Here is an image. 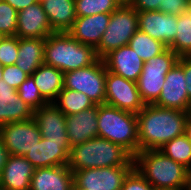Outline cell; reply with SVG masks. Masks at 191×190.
Instances as JSON below:
<instances>
[{
  "instance_id": "cell-45",
  "label": "cell",
  "mask_w": 191,
  "mask_h": 190,
  "mask_svg": "<svg viewBox=\"0 0 191 190\" xmlns=\"http://www.w3.org/2000/svg\"><path fill=\"white\" fill-rule=\"evenodd\" d=\"M182 190H191L186 184L183 186Z\"/></svg>"
},
{
  "instance_id": "cell-31",
  "label": "cell",
  "mask_w": 191,
  "mask_h": 190,
  "mask_svg": "<svg viewBox=\"0 0 191 190\" xmlns=\"http://www.w3.org/2000/svg\"><path fill=\"white\" fill-rule=\"evenodd\" d=\"M17 92L19 97L33 110L39 109L40 107L48 104V102L42 97L31 75H29L18 87Z\"/></svg>"
},
{
  "instance_id": "cell-8",
  "label": "cell",
  "mask_w": 191,
  "mask_h": 190,
  "mask_svg": "<svg viewBox=\"0 0 191 190\" xmlns=\"http://www.w3.org/2000/svg\"><path fill=\"white\" fill-rule=\"evenodd\" d=\"M106 66L103 59L94 64L64 73L63 86L66 89L86 94L95 105L105 104Z\"/></svg>"
},
{
  "instance_id": "cell-7",
  "label": "cell",
  "mask_w": 191,
  "mask_h": 190,
  "mask_svg": "<svg viewBox=\"0 0 191 190\" xmlns=\"http://www.w3.org/2000/svg\"><path fill=\"white\" fill-rule=\"evenodd\" d=\"M179 56L169 47L161 54L144 62L137 87L145 104H153L159 97L166 74L178 62Z\"/></svg>"
},
{
  "instance_id": "cell-44",
  "label": "cell",
  "mask_w": 191,
  "mask_h": 190,
  "mask_svg": "<svg viewBox=\"0 0 191 190\" xmlns=\"http://www.w3.org/2000/svg\"><path fill=\"white\" fill-rule=\"evenodd\" d=\"M3 68H4V66L0 62V79H2Z\"/></svg>"
},
{
  "instance_id": "cell-34",
  "label": "cell",
  "mask_w": 191,
  "mask_h": 190,
  "mask_svg": "<svg viewBox=\"0 0 191 190\" xmlns=\"http://www.w3.org/2000/svg\"><path fill=\"white\" fill-rule=\"evenodd\" d=\"M121 190H154V187L133 168L125 177Z\"/></svg>"
},
{
  "instance_id": "cell-30",
  "label": "cell",
  "mask_w": 191,
  "mask_h": 190,
  "mask_svg": "<svg viewBox=\"0 0 191 190\" xmlns=\"http://www.w3.org/2000/svg\"><path fill=\"white\" fill-rule=\"evenodd\" d=\"M123 3V0H75V13L81 17L112 13Z\"/></svg>"
},
{
  "instance_id": "cell-10",
  "label": "cell",
  "mask_w": 191,
  "mask_h": 190,
  "mask_svg": "<svg viewBox=\"0 0 191 190\" xmlns=\"http://www.w3.org/2000/svg\"><path fill=\"white\" fill-rule=\"evenodd\" d=\"M0 136L9 155L17 156L26 155L42 139L34 118L0 126Z\"/></svg>"
},
{
  "instance_id": "cell-6",
  "label": "cell",
  "mask_w": 191,
  "mask_h": 190,
  "mask_svg": "<svg viewBox=\"0 0 191 190\" xmlns=\"http://www.w3.org/2000/svg\"><path fill=\"white\" fill-rule=\"evenodd\" d=\"M138 30V12L127 2L111 13L108 26L95 48L99 59H103L111 51L128 45Z\"/></svg>"
},
{
  "instance_id": "cell-41",
  "label": "cell",
  "mask_w": 191,
  "mask_h": 190,
  "mask_svg": "<svg viewBox=\"0 0 191 190\" xmlns=\"http://www.w3.org/2000/svg\"><path fill=\"white\" fill-rule=\"evenodd\" d=\"M184 134L186 135V137L189 139L191 143V113L188 115Z\"/></svg>"
},
{
  "instance_id": "cell-24",
  "label": "cell",
  "mask_w": 191,
  "mask_h": 190,
  "mask_svg": "<svg viewBox=\"0 0 191 190\" xmlns=\"http://www.w3.org/2000/svg\"><path fill=\"white\" fill-rule=\"evenodd\" d=\"M45 39L18 38V59L15 65L28 75L44 63Z\"/></svg>"
},
{
  "instance_id": "cell-20",
  "label": "cell",
  "mask_w": 191,
  "mask_h": 190,
  "mask_svg": "<svg viewBox=\"0 0 191 190\" xmlns=\"http://www.w3.org/2000/svg\"><path fill=\"white\" fill-rule=\"evenodd\" d=\"M110 17L111 13L77 16L67 33L78 42L96 48L108 26Z\"/></svg>"
},
{
  "instance_id": "cell-5",
  "label": "cell",
  "mask_w": 191,
  "mask_h": 190,
  "mask_svg": "<svg viewBox=\"0 0 191 190\" xmlns=\"http://www.w3.org/2000/svg\"><path fill=\"white\" fill-rule=\"evenodd\" d=\"M98 137L122 146L133 157L138 153L137 116L107 104L97 107Z\"/></svg>"
},
{
  "instance_id": "cell-1",
  "label": "cell",
  "mask_w": 191,
  "mask_h": 190,
  "mask_svg": "<svg viewBox=\"0 0 191 190\" xmlns=\"http://www.w3.org/2000/svg\"><path fill=\"white\" fill-rule=\"evenodd\" d=\"M191 112L145 104L137 114L138 152L159 150L165 143L183 135Z\"/></svg>"
},
{
  "instance_id": "cell-42",
  "label": "cell",
  "mask_w": 191,
  "mask_h": 190,
  "mask_svg": "<svg viewBox=\"0 0 191 190\" xmlns=\"http://www.w3.org/2000/svg\"><path fill=\"white\" fill-rule=\"evenodd\" d=\"M186 185L191 189V170L189 171L187 181H186Z\"/></svg>"
},
{
  "instance_id": "cell-43",
  "label": "cell",
  "mask_w": 191,
  "mask_h": 190,
  "mask_svg": "<svg viewBox=\"0 0 191 190\" xmlns=\"http://www.w3.org/2000/svg\"><path fill=\"white\" fill-rule=\"evenodd\" d=\"M187 13H188V15L191 17V0H189Z\"/></svg>"
},
{
  "instance_id": "cell-21",
  "label": "cell",
  "mask_w": 191,
  "mask_h": 190,
  "mask_svg": "<svg viewBox=\"0 0 191 190\" xmlns=\"http://www.w3.org/2000/svg\"><path fill=\"white\" fill-rule=\"evenodd\" d=\"M97 107L95 105L75 115L66 116V132L71 147L98 137Z\"/></svg>"
},
{
  "instance_id": "cell-4",
  "label": "cell",
  "mask_w": 191,
  "mask_h": 190,
  "mask_svg": "<svg viewBox=\"0 0 191 190\" xmlns=\"http://www.w3.org/2000/svg\"><path fill=\"white\" fill-rule=\"evenodd\" d=\"M98 59L93 46L78 42L67 32H55L45 39L44 64L63 73L88 67Z\"/></svg>"
},
{
  "instance_id": "cell-3",
  "label": "cell",
  "mask_w": 191,
  "mask_h": 190,
  "mask_svg": "<svg viewBox=\"0 0 191 190\" xmlns=\"http://www.w3.org/2000/svg\"><path fill=\"white\" fill-rule=\"evenodd\" d=\"M133 162L138 173L154 188L182 190L190 171L159 150L139 151Z\"/></svg>"
},
{
  "instance_id": "cell-18",
  "label": "cell",
  "mask_w": 191,
  "mask_h": 190,
  "mask_svg": "<svg viewBox=\"0 0 191 190\" xmlns=\"http://www.w3.org/2000/svg\"><path fill=\"white\" fill-rule=\"evenodd\" d=\"M35 168L24 156L9 155L0 175L1 190H30Z\"/></svg>"
},
{
  "instance_id": "cell-19",
  "label": "cell",
  "mask_w": 191,
  "mask_h": 190,
  "mask_svg": "<svg viewBox=\"0 0 191 190\" xmlns=\"http://www.w3.org/2000/svg\"><path fill=\"white\" fill-rule=\"evenodd\" d=\"M34 110L18 95L9 84L0 79V126L33 118Z\"/></svg>"
},
{
  "instance_id": "cell-46",
  "label": "cell",
  "mask_w": 191,
  "mask_h": 190,
  "mask_svg": "<svg viewBox=\"0 0 191 190\" xmlns=\"http://www.w3.org/2000/svg\"><path fill=\"white\" fill-rule=\"evenodd\" d=\"M154 190H171V189L154 188Z\"/></svg>"
},
{
  "instance_id": "cell-29",
  "label": "cell",
  "mask_w": 191,
  "mask_h": 190,
  "mask_svg": "<svg viewBox=\"0 0 191 190\" xmlns=\"http://www.w3.org/2000/svg\"><path fill=\"white\" fill-rule=\"evenodd\" d=\"M177 31L174 41L168 46L179 57L191 56V17L188 13L177 16Z\"/></svg>"
},
{
  "instance_id": "cell-35",
  "label": "cell",
  "mask_w": 191,
  "mask_h": 190,
  "mask_svg": "<svg viewBox=\"0 0 191 190\" xmlns=\"http://www.w3.org/2000/svg\"><path fill=\"white\" fill-rule=\"evenodd\" d=\"M29 75L21 70L16 65H9L3 68L2 79L5 80L9 86L14 89L18 87L27 79Z\"/></svg>"
},
{
  "instance_id": "cell-27",
  "label": "cell",
  "mask_w": 191,
  "mask_h": 190,
  "mask_svg": "<svg viewBox=\"0 0 191 190\" xmlns=\"http://www.w3.org/2000/svg\"><path fill=\"white\" fill-rule=\"evenodd\" d=\"M128 45L144 62L163 53L168 48L161 41L150 37L140 30L135 32Z\"/></svg>"
},
{
  "instance_id": "cell-9",
  "label": "cell",
  "mask_w": 191,
  "mask_h": 190,
  "mask_svg": "<svg viewBox=\"0 0 191 190\" xmlns=\"http://www.w3.org/2000/svg\"><path fill=\"white\" fill-rule=\"evenodd\" d=\"M105 104L137 114L144 108L137 82L123 78L106 69Z\"/></svg>"
},
{
  "instance_id": "cell-32",
  "label": "cell",
  "mask_w": 191,
  "mask_h": 190,
  "mask_svg": "<svg viewBox=\"0 0 191 190\" xmlns=\"http://www.w3.org/2000/svg\"><path fill=\"white\" fill-rule=\"evenodd\" d=\"M18 11L7 2L0 0V33L16 36Z\"/></svg>"
},
{
  "instance_id": "cell-22",
  "label": "cell",
  "mask_w": 191,
  "mask_h": 190,
  "mask_svg": "<svg viewBox=\"0 0 191 190\" xmlns=\"http://www.w3.org/2000/svg\"><path fill=\"white\" fill-rule=\"evenodd\" d=\"M74 175L68 165L35 169L30 190H73Z\"/></svg>"
},
{
  "instance_id": "cell-36",
  "label": "cell",
  "mask_w": 191,
  "mask_h": 190,
  "mask_svg": "<svg viewBox=\"0 0 191 190\" xmlns=\"http://www.w3.org/2000/svg\"><path fill=\"white\" fill-rule=\"evenodd\" d=\"M189 0H164V5H160L159 11L179 16L187 12Z\"/></svg>"
},
{
  "instance_id": "cell-26",
  "label": "cell",
  "mask_w": 191,
  "mask_h": 190,
  "mask_svg": "<svg viewBox=\"0 0 191 190\" xmlns=\"http://www.w3.org/2000/svg\"><path fill=\"white\" fill-rule=\"evenodd\" d=\"M53 104L66 116L75 115L83 110H87L95 106L86 94L66 88H63L60 91Z\"/></svg>"
},
{
  "instance_id": "cell-47",
  "label": "cell",
  "mask_w": 191,
  "mask_h": 190,
  "mask_svg": "<svg viewBox=\"0 0 191 190\" xmlns=\"http://www.w3.org/2000/svg\"><path fill=\"white\" fill-rule=\"evenodd\" d=\"M73 190H86L84 188H73Z\"/></svg>"
},
{
  "instance_id": "cell-12",
  "label": "cell",
  "mask_w": 191,
  "mask_h": 190,
  "mask_svg": "<svg viewBox=\"0 0 191 190\" xmlns=\"http://www.w3.org/2000/svg\"><path fill=\"white\" fill-rule=\"evenodd\" d=\"M186 87L183 56H181L166 74L161 93L153 104L163 108L191 112V100L188 98Z\"/></svg>"
},
{
  "instance_id": "cell-13",
  "label": "cell",
  "mask_w": 191,
  "mask_h": 190,
  "mask_svg": "<svg viewBox=\"0 0 191 190\" xmlns=\"http://www.w3.org/2000/svg\"><path fill=\"white\" fill-rule=\"evenodd\" d=\"M177 16L160 12H138V30L164 43L167 47L174 41L177 31Z\"/></svg>"
},
{
  "instance_id": "cell-38",
  "label": "cell",
  "mask_w": 191,
  "mask_h": 190,
  "mask_svg": "<svg viewBox=\"0 0 191 190\" xmlns=\"http://www.w3.org/2000/svg\"><path fill=\"white\" fill-rule=\"evenodd\" d=\"M183 70L186 82V91L191 100V56H183Z\"/></svg>"
},
{
  "instance_id": "cell-15",
  "label": "cell",
  "mask_w": 191,
  "mask_h": 190,
  "mask_svg": "<svg viewBox=\"0 0 191 190\" xmlns=\"http://www.w3.org/2000/svg\"><path fill=\"white\" fill-rule=\"evenodd\" d=\"M17 16L16 36L18 38L46 39L50 34L55 33L39 1L18 11Z\"/></svg>"
},
{
  "instance_id": "cell-37",
  "label": "cell",
  "mask_w": 191,
  "mask_h": 190,
  "mask_svg": "<svg viewBox=\"0 0 191 190\" xmlns=\"http://www.w3.org/2000/svg\"><path fill=\"white\" fill-rule=\"evenodd\" d=\"M127 3L137 12L159 11L160 5H164V0H128Z\"/></svg>"
},
{
  "instance_id": "cell-11",
  "label": "cell",
  "mask_w": 191,
  "mask_h": 190,
  "mask_svg": "<svg viewBox=\"0 0 191 190\" xmlns=\"http://www.w3.org/2000/svg\"><path fill=\"white\" fill-rule=\"evenodd\" d=\"M134 166L80 169L73 172V188L86 190H121L123 181Z\"/></svg>"
},
{
  "instance_id": "cell-39",
  "label": "cell",
  "mask_w": 191,
  "mask_h": 190,
  "mask_svg": "<svg viewBox=\"0 0 191 190\" xmlns=\"http://www.w3.org/2000/svg\"><path fill=\"white\" fill-rule=\"evenodd\" d=\"M3 1L10 4L17 11H21L25 9L27 6L33 5L36 2H38L37 0H3Z\"/></svg>"
},
{
  "instance_id": "cell-40",
  "label": "cell",
  "mask_w": 191,
  "mask_h": 190,
  "mask_svg": "<svg viewBox=\"0 0 191 190\" xmlns=\"http://www.w3.org/2000/svg\"><path fill=\"white\" fill-rule=\"evenodd\" d=\"M9 153L3 143V140L0 136V175L2 173V170L6 164V161L8 159Z\"/></svg>"
},
{
  "instance_id": "cell-17",
  "label": "cell",
  "mask_w": 191,
  "mask_h": 190,
  "mask_svg": "<svg viewBox=\"0 0 191 190\" xmlns=\"http://www.w3.org/2000/svg\"><path fill=\"white\" fill-rule=\"evenodd\" d=\"M103 61L107 71L134 82L138 81L144 66V61L129 45L111 51L103 58Z\"/></svg>"
},
{
  "instance_id": "cell-16",
  "label": "cell",
  "mask_w": 191,
  "mask_h": 190,
  "mask_svg": "<svg viewBox=\"0 0 191 190\" xmlns=\"http://www.w3.org/2000/svg\"><path fill=\"white\" fill-rule=\"evenodd\" d=\"M35 119L41 136L47 141L69 142L66 132V115L53 103L34 110Z\"/></svg>"
},
{
  "instance_id": "cell-25",
  "label": "cell",
  "mask_w": 191,
  "mask_h": 190,
  "mask_svg": "<svg viewBox=\"0 0 191 190\" xmlns=\"http://www.w3.org/2000/svg\"><path fill=\"white\" fill-rule=\"evenodd\" d=\"M31 76L42 97L48 103L55 102L58 94L64 88V73L53 66L43 63Z\"/></svg>"
},
{
  "instance_id": "cell-33",
  "label": "cell",
  "mask_w": 191,
  "mask_h": 190,
  "mask_svg": "<svg viewBox=\"0 0 191 190\" xmlns=\"http://www.w3.org/2000/svg\"><path fill=\"white\" fill-rule=\"evenodd\" d=\"M18 59V37L3 36L0 39V62L2 65H15Z\"/></svg>"
},
{
  "instance_id": "cell-28",
  "label": "cell",
  "mask_w": 191,
  "mask_h": 190,
  "mask_svg": "<svg viewBox=\"0 0 191 190\" xmlns=\"http://www.w3.org/2000/svg\"><path fill=\"white\" fill-rule=\"evenodd\" d=\"M159 151L191 170V143L185 134L165 143Z\"/></svg>"
},
{
  "instance_id": "cell-23",
  "label": "cell",
  "mask_w": 191,
  "mask_h": 190,
  "mask_svg": "<svg viewBox=\"0 0 191 190\" xmlns=\"http://www.w3.org/2000/svg\"><path fill=\"white\" fill-rule=\"evenodd\" d=\"M54 32H68L76 20L75 0H44L41 2Z\"/></svg>"
},
{
  "instance_id": "cell-2",
  "label": "cell",
  "mask_w": 191,
  "mask_h": 190,
  "mask_svg": "<svg viewBox=\"0 0 191 190\" xmlns=\"http://www.w3.org/2000/svg\"><path fill=\"white\" fill-rule=\"evenodd\" d=\"M114 166H134L133 156L107 139L95 137L71 147L68 162L71 172Z\"/></svg>"
},
{
  "instance_id": "cell-14",
  "label": "cell",
  "mask_w": 191,
  "mask_h": 190,
  "mask_svg": "<svg viewBox=\"0 0 191 190\" xmlns=\"http://www.w3.org/2000/svg\"><path fill=\"white\" fill-rule=\"evenodd\" d=\"M71 146L69 142L47 141L42 137L24 157L35 168L68 165Z\"/></svg>"
}]
</instances>
